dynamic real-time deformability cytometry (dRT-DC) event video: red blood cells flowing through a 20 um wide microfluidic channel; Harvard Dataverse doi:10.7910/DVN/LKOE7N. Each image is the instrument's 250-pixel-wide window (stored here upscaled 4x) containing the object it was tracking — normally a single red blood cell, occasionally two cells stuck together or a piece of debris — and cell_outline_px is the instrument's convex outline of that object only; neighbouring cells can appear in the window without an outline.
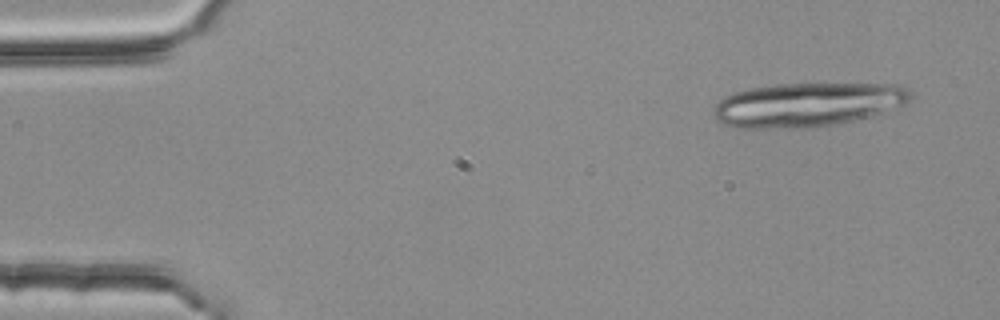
{"species": "common noctule bat (a hibernating species)", "species_latin": "Nyctalus noctula", "temperature_condition": "room temperature", "stored_images_in_passage": 4, "camera_frame_rate_fps": 3000, "um_per_image_px": 0.085, "animal": {"sex": "female", "body_mass_g": 25.1}, "frame": {"image": 1, "passage_image": 1, "time_ms": 0.0, "image_size_px": [1000, 320], "cell_outline_px": [[916, 96], [908, 104], [868, 116], [852, 120], [832, 124], [804, 128], [736, 128], [724, 124], [716, 120], [712, 116], [712, 108], [724, 96], [748, 88], [776, 84], [900, 84], [908, 88]], "centroid_in_image_um": [68.63, 8.88], "position_along_channel_um": 16.4, "area_um2": 50.86}}